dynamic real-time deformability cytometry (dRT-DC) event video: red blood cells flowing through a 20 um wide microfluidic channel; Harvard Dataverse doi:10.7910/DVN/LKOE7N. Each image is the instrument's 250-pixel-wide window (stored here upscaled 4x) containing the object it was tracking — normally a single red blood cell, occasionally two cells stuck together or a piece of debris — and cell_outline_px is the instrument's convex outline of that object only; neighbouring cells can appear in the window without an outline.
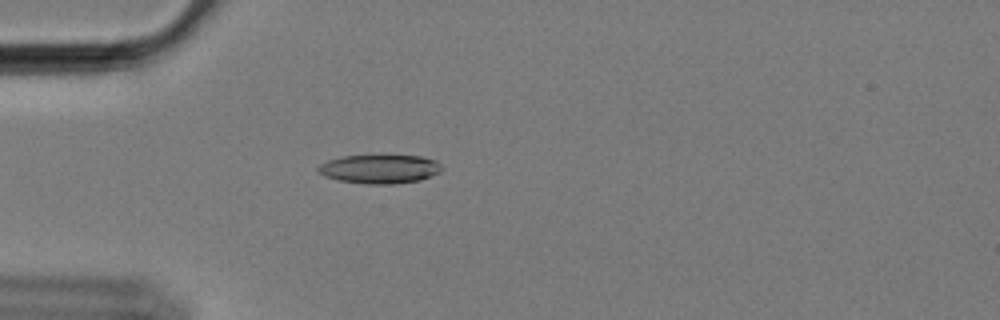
{"species": "Egyptian fruit bat (a non-hibernating species)", "species_latin": "Rousettus aegyptiacus", "temperature_condition": "cold", "stored_images_in_passage": 43, "camera_frame_rate_fps": 3000, "um_per_image_px": 0.085, "animal": {"sex": "female"}, "frame": {"image": 1, "passage_image": 1, "time_ms": 0.0, "image_size_px": [1000, 320], "cell_outline_px": [[440, 172], [420, 180], [396, 184], [368, 184], [340, 180], [324, 176], [316, 168], [320, 164], [328, 160], [344, 156], [424, 156], [436, 160], [440, 164]], "centroid_in_image_um": [32.29, 14.37], "position_along_channel_um": 52.7, "area_um2": 20.58}}
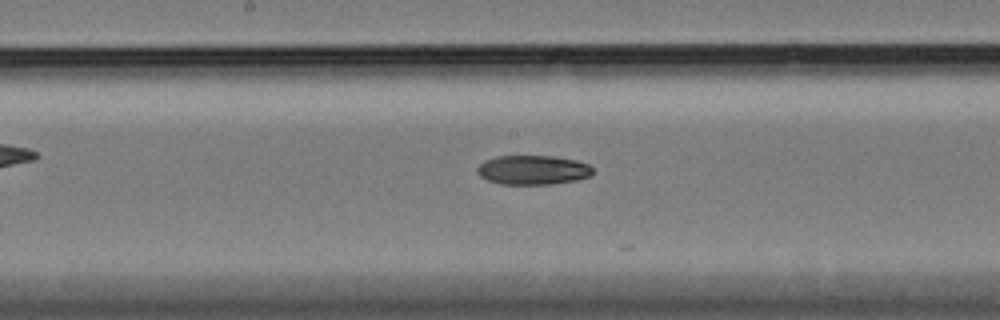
{"frame": {"image": 2, "passage_image": 15, "time_ms": 4.667, "image_size_px": [1000, 320], "cell_outline_px": [[592, 176], [576, 180], [552, 184], [500, 184], [488, 180], [480, 176], [476, 172], [476, 168], [484, 160], [496, 156], [556, 156], [576, 160], [588, 164], [592, 168]], "centroid_in_image_um": [45.28, 14.44], "position_along_channel_um": 202.9, "area_um2": 19.88}}
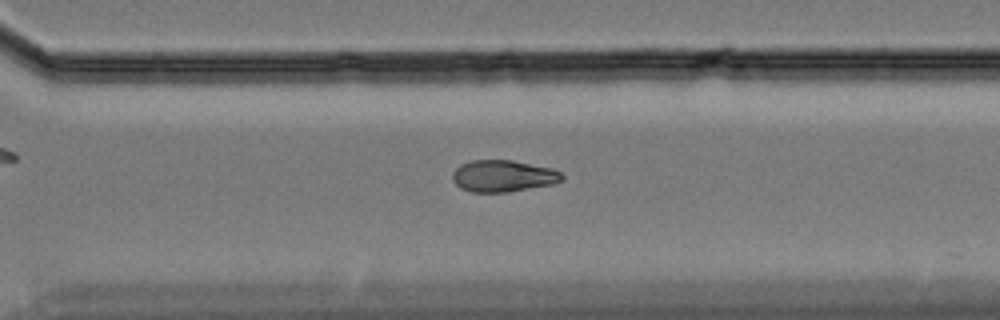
{"frame": {"image": 3, "passage_image": 26, "time_ms": 8.333, "image_size_px": [1000, 320], "cell_outline_px": [[564, 180], [556, 184], [508, 192], [472, 192], [460, 188], [452, 180], [452, 172], [460, 164], [472, 160], [512, 160], [552, 168], [560, 172], [564, 176]], "centroid_in_image_um": [42.78, 14.96], "position_along_channel_um": 327.8, "area_um2": 20.52}}